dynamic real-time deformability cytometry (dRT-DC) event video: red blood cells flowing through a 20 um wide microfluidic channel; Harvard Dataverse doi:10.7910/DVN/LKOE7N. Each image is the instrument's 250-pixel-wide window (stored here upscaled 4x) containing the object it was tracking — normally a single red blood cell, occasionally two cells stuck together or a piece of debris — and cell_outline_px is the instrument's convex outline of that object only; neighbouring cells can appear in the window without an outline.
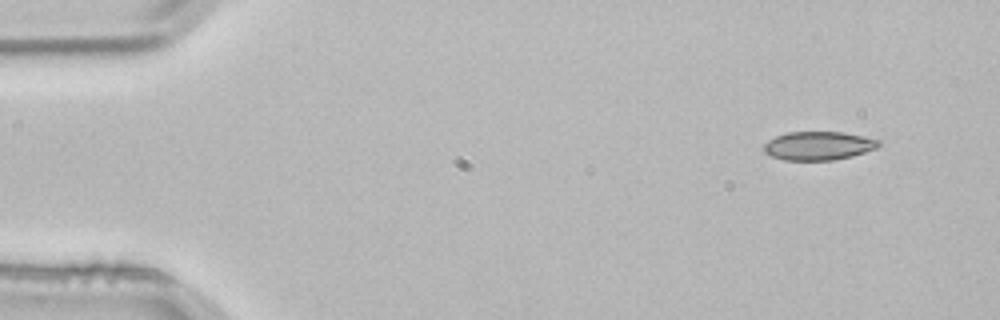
{"species": "common noctule bat (a hibernating species)", "species_latin": "Nyctalus noctula", "temperature_condition": "room temperature", "stored_images_in_passage": 3, "camera_frame_rate_fps": 3000, "um_per_image_px": 0.085, "animal": {"sex": "male", "body_mass_g": 21.5, "forearm_length_mm": 52.0}, "frame": {"image": 1, "passage_image": 1, "time_ms": 0.0, "image_size_px": [1000, 320], "cell_outline_px": [[880, 144], [876, 148], [852, 156], [832, 160], [784, 160], [772, 156], [764, 152], [764, 144], [768, 140], [776, 136], [788, 132], [844, 132], [864, 136], [880, 140]], "centroid_in_image_um": [69.57, 12.38], "position_along_channel_um": 15.4, "area_um2": 19.07}}